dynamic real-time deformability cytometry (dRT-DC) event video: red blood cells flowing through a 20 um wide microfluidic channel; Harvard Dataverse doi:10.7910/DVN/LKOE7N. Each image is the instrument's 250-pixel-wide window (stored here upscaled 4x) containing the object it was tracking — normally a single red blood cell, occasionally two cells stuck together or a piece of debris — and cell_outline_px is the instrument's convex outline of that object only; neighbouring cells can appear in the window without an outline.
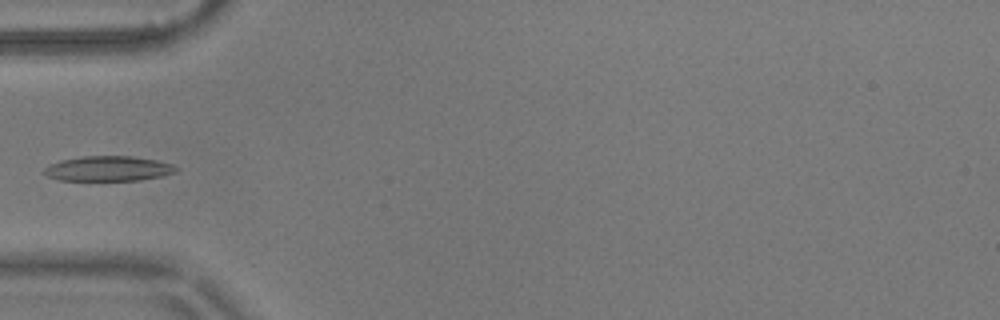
{"species": "common noctule bat (a hibernating species)", "species_latin": "Nyctalus noctula", "temperature_condition": "warm", "stored_images_in_passage": 4, "camera_frame_rate_fps": 3000, "um_per_image_px": 0.085, "animal": {"sex": "male", "body_mass_g": 17.9}, "frame": {"image": 1, "passage_image": 4, "time_ms": 1.0, "image_size_px": [1000, 320], "cell_outline_px": [[180, 168], [176, 172], [160, 176], [140, 180], [60, 180], [48, 176], [44, 172], [44, 168], [60, 160], [84, 156], [132, 156], [156, 160], [172, 164]], "centroid_in_image_um": [9.24, 14.32], "position_along_channel_um": 75.8, "area_um2": 19.07}}